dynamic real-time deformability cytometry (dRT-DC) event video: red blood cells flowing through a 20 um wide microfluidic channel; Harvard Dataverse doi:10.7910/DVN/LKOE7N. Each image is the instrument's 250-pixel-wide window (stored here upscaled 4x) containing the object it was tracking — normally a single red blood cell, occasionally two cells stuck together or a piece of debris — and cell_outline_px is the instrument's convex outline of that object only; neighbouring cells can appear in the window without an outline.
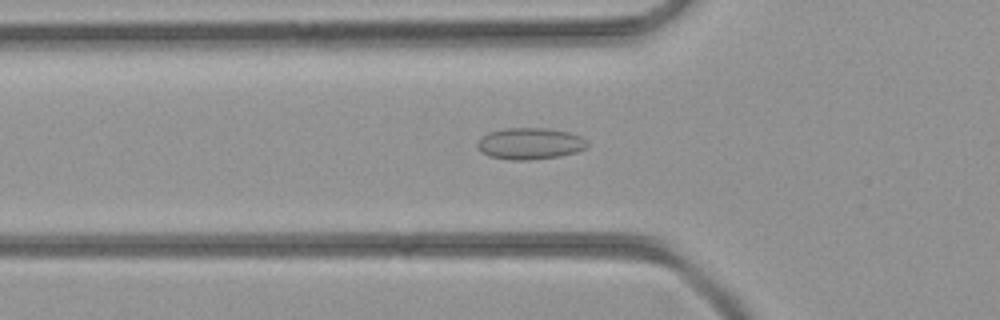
{"species": "common noctule bat (a hibernating species)", "species_latin": "Nyctalus noctula", "temperature_condition": "room temperature", "stored_images_in_passage": 39, "camera_frame_rate_fps": 3000, "um_per_image_px": 0.085, "animal": {"sex": "female", "body_mass_g": 21.9}, "frame": {"image": 1, "passage_image": 11, "time_ms": 3.333, "image_size_px": [1000, 320], "cell_outline_px": [[588, 144], [584, 148], [576, 152], [560, 156], [532, 160], [508, 160], [488, 156], [480, 152], [476, 148], [476, 144], [480, 136], [488, 132], [508, 128], [544, 128], [568, 132], [580, 136]], "centroid_in_image_um": [44.96, 12.21], "position_along_channel_um": 80.8, "area_um2": 20.35}}
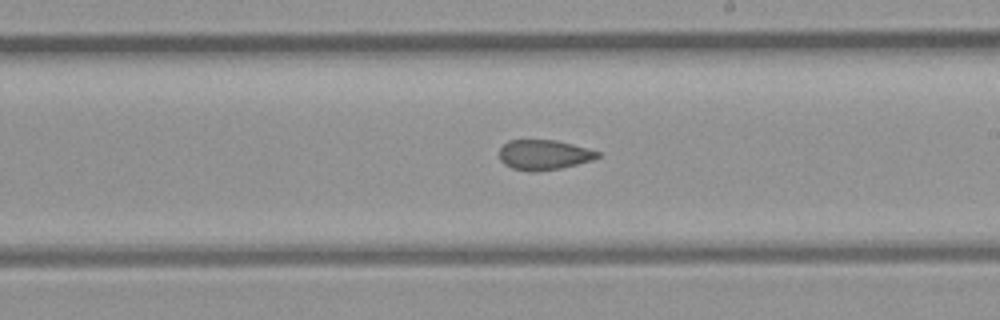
{"frame": {"image": 2, "passage_image": 21, "time_ms": 6.667, "image_size_px": [1000, 320], "cell_outline_px": [[600, 156], [592, 160], [560, 168], [536, 172], [528, 172], [512, 168], [504, 164], [500, 160], [500, 148], [508, 140], [556, 140], [588, 148], [600, 152]], "centroid_in_image_um": [46.22, 13.16], "position_along_channel_um": 242.8, "area_um2": 17.22}}
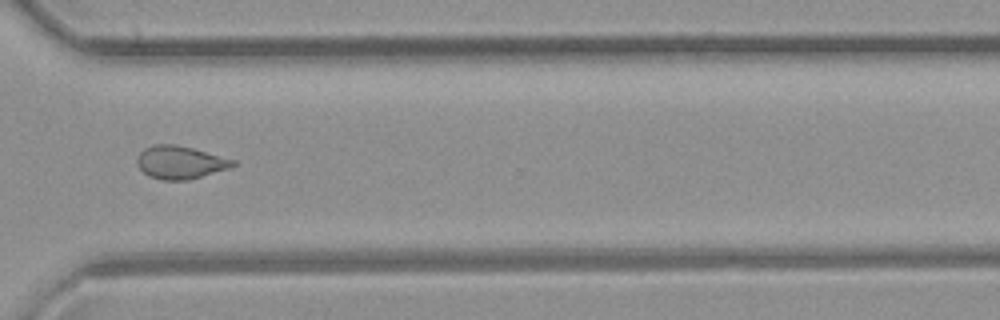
{"frame": {"image": 3, "passage_image": 28, "time_ms": 9.0, "image_size_px": [1000, 320], "cell_outline_px": [[236, 164], [228, 168], [188, 180], [160, 180], [148, 176], [136, 164], [136, 160], [140, 152], [144, 148], [152, 144], [176, 144], [192, 148], [236, 160]], "centroid_in_image_um": [15.27, 13.79], "position_along_channel_um": 355.3, "area_um2": 18.38}}